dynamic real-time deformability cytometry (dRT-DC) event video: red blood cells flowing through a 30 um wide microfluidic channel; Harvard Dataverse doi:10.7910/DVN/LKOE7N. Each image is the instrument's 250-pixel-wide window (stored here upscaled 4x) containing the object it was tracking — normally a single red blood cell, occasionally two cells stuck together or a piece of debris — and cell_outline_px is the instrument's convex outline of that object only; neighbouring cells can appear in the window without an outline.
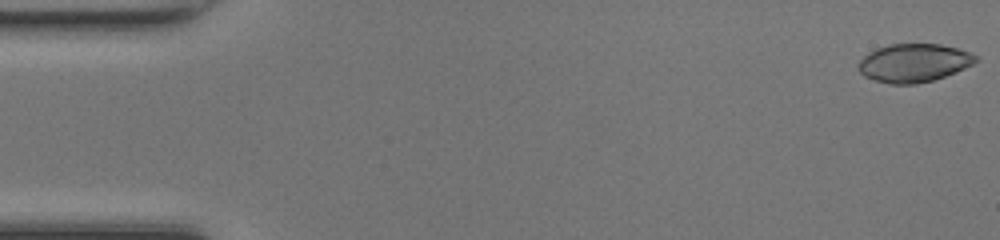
{"species": "common noctule bat (a hibernating species)", "species_latin": "Nyctalus noctula", "temperature_condition": "room temperature", "stored_images_in_passage": 12, "camera_frame_rate_fps": 3000, "um_per_image_px": 0.085, "animal": {"sex": "female", "body_mass_g": 17.0, "forearm_length_mm": 48.0}, "frame": {"image": 1, "passage_image": 1, "time_ms": 0.0, "image_size_px": [1000, 240], "cell_outline_px": [[980, 60], [956, 72], [932, 80], [916, 84], [892, 84], [876, 80], [864, 76], [856, 68], [856, 64], [868, 52], [876, 48], [888, 44], [940, 44], [972, 52]], "centroid_in_image_um": [77.66, 5.34], "position_along_channel_um": 7.3, "area_um2": 26.3}}